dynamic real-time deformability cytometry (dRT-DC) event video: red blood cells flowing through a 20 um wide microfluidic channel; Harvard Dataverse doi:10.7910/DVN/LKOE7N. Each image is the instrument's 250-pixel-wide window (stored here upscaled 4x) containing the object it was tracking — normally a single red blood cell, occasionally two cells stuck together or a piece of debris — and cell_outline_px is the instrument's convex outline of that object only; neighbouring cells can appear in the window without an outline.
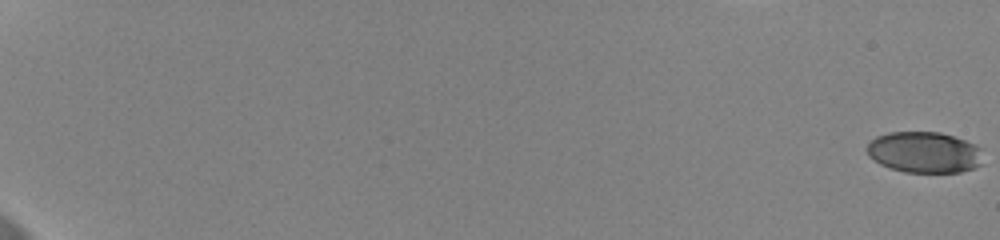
{"species": "human", "species_latin": "Homo sapiens", "temperature_condition": "cold", "stored_images_in_passage": 60, "camera_frame_rate_fps": 3000, "um_per_image_px": 0.085, "donor": {"sex": "female"}, "frame": {"image": 1, "passage_image": 1, "time_ms": 0.0, "image_size_px": [1000, 240], "cell_outline_px": [[984, 164], [976, 168], [960, 172], [904, 172], [880, 164], [868, 156], [864, 148], [876, 136], [888, 132], [940, 132], [976, 144], [984, 148]], "centroid_in_image_um": [78.63, 12.95], "position_along_channel_um": 6.4, "area_um2": 28.38}}
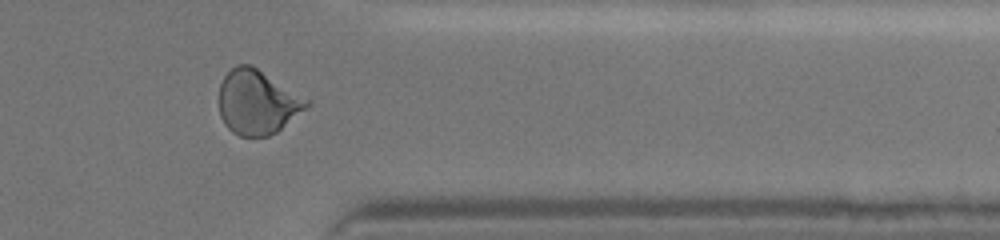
{"frame": {"image": 2, "passage_image": 52, "time_ms": 17.0, "image_size_px": [1000, 240], "cell_outline_px": [[312, 104], [276, 132], [268, 136], [240, 136], [232, 132], [224, 124], [220, 116], [220, 84], [224, 76], [236, 64], [252, 64], [312, 100]], "centroid_in_image_um": [21.91, 8.66], "position_along_channel_um": 389.5, "area_um2": 33.23}}
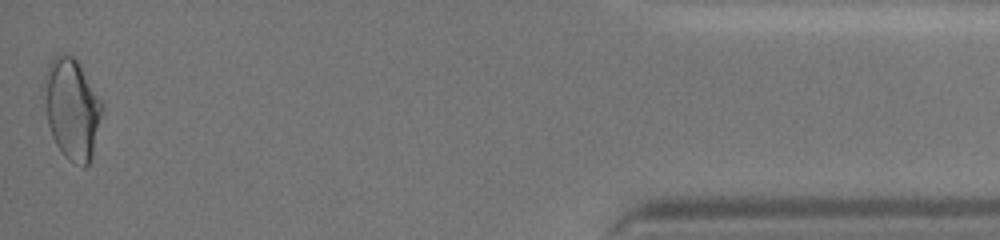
{"frame": {"image": 3, "passage_image": 60, "time_ms": 19.667, "image_size_px": [1000, 240], "cell_outline_px": [[104, 104], [92, 156], [88, 164], [84, 168], [68, 160], [64, 156], [56, 144], [52, 136], [48, 124], [40, 88], [48, 64], [60, 52], [72, 56], [80, 64], [104, 100]], "centroid_in_image_um": [6.1, 9.21], "position_along_channel_um": 429.1, "area_um2": 35.03}, "authors_computed_cell_mechanics": {"area_um2": 31.2698, "velocity_mm_per_s": 3.6569, "shape_relaxation_time_tau1_ms": 5.2639, "shape_relaxation_time_tau2_ms": 2.3899, "deformation_change_tau1": 0.1378, "deformation_change_tau2": 0.0684}}